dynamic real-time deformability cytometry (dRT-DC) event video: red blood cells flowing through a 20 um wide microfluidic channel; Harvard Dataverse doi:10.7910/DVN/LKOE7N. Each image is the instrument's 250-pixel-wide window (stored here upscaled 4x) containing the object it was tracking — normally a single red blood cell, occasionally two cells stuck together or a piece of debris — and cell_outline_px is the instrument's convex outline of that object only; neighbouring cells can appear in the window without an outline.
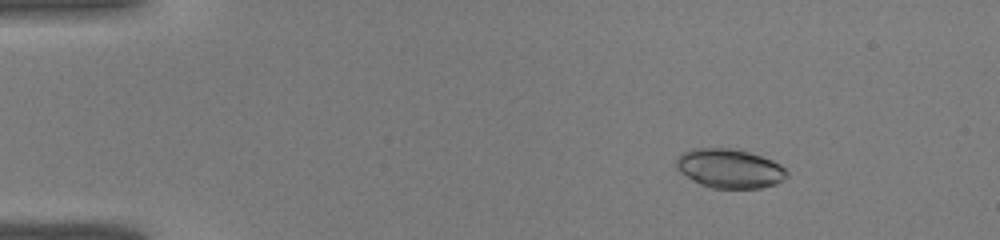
{"species": "common noctule bat (a hibernating species)", "species_latin": "Nyctalus noctula", "temperature_condition": "warm", "stored_images_in_passage": 37, "camera_frame_rate_fps": 3000, "um_per_image_px": 0.085, "animal": {"sex": "male", "body_mass_g": 19.0, "forearm_length_mm": 50.8}, "frame": {"image": 1, "passage_image": 1, "time_ms": 0.0, "image_size_px": [1000, 240], "cell_outline_px": [[788, 176], [784, 180], [776, 184], [760, 188], [712, 188], [700, 184], [680, 172], [676, 168], [676, 160], [680, 152], [692, 148], [728, 148], [748, 152], [772, 160], [780, 164], [788, 172]], "centroid_in_image_um": [62.0, 14.32], "position_along_channel_um": 23.0, "area_um2": 25.32}}
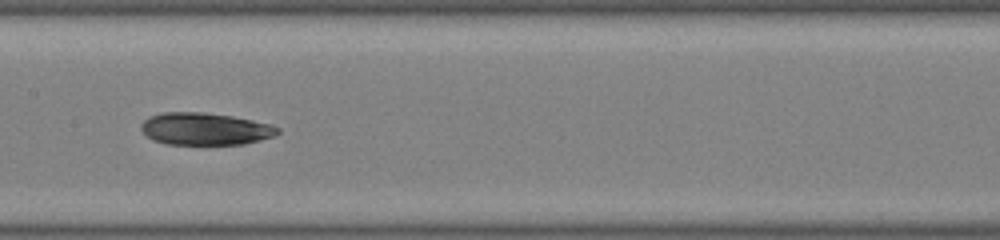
{"frame": {"image": 2, "passage_image": 17, "time_ms": 5.333, "image_size_px": [1000, 240], "cell_outline_px": [[280, 132], [276, 136], [244, 144], [168, 144], [152, 140], [140, 128], [140, 124], [148, 116], [164, 112], [200, 112], [232, 116], [272, 124], [280, 128]], "centroid_in_image_um": [17.45, 10.95], "position_along_channel_um": 190.0, "area_um2": 25.78}}
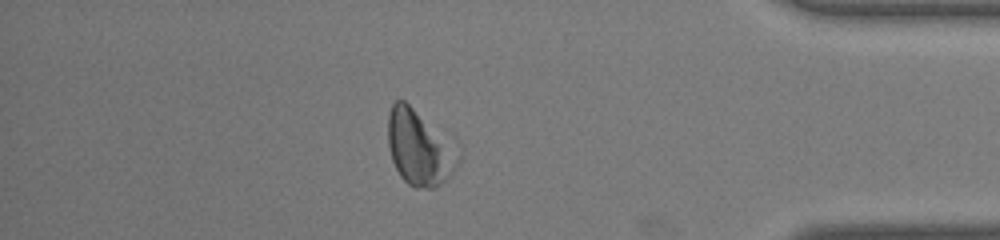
{"frame": {"image": 3, "passage_image": 32, "time_ms": 10.333, "image_size_px": [1000, 240], "cell_outline_px": [[464, 156], [456, 168], [436, 188], [416, 188], [408, 184], [400, 176], [392, 160], [388, 148], [388, 112], [392, 104], [396, 100], [404, 100], [452, 132], [456, 136], [460, 144]], "centroid_in_image_um": [35.79, 12.47], "position_along_channel_um": 399.4, "area_um2": 33.23}}